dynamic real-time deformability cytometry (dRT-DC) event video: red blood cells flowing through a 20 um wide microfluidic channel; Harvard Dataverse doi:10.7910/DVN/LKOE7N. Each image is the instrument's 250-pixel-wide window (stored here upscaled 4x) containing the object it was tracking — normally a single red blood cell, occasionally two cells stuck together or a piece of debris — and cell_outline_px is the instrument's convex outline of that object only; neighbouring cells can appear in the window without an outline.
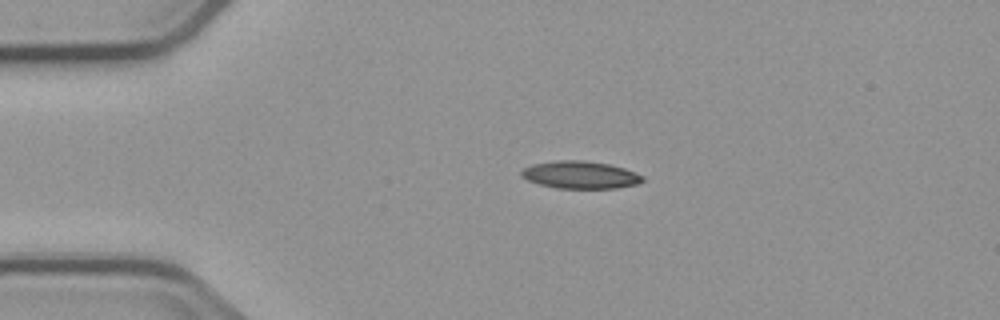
{"species": "common noctule bat (a hibernating species)", "species_latin": "Nyctalus noctula", "temperature_condition": "cold", "stored_images_in_passage": 6, "camera_frame_rate_fps": 3000, "um_per_image_px": 0.085, "animal": {"sex": "male", "body_mass_g": 23.1, "forearm_length_mm": 52.7}, "frame": {"image": 1, "passage_image": 2, "time_ms": 1.333, "image_size_px": [1000, 320], "cell_outline_px": [[644, 180], [636, 184], [616, 188], [556, 188], [540, 184], [528, 180], [520, 176], [520, 172], [524, 168], [532, 164], [556, 160], [584, 160], [608, 164], [624, 168], [644, 176]], "centroid_in_image_um": [49.3, 14.86], "position_along_channel_um": 35.7, "area_um2": 19.36}}
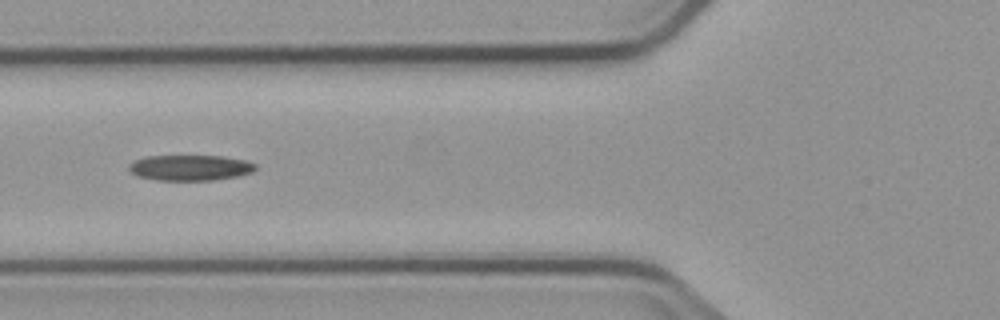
{"frame": {"image": 2, "passage_image": 4, "time_ms": 4.333, "image_size_px": [1000, 320], "cell_outline_px": [[256, 168], [252, 172], [236, 176], [212, 180], [156, 180], [136, 176], [128, 168], [128, 164], [144, 156], [224, 156], [248, 160], [256, 164]], "centroid_in_image_um": [16.16, 14.25], "position_along_channel_um": 109.6, "area_um2": 18.96}}
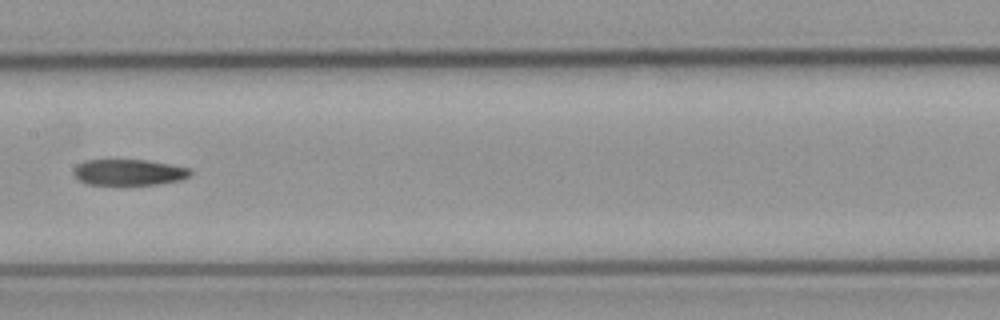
{"frame": {"image": 3, "passage_image": 6, "time_ms": 6.667, "image_size_px": [1000, 320], "cell_outline_px": [[192, 172], [188, 176], [180, 180], [156, 184], [88, 184], [80, 180], [72, 172], [72, 168], [76, 164], [88, 160], [148, 160], [192, 168]], "centroid_in_image_um": [10.95, 14.63], "position_along_channel_um": 196.4, "area_um2": 17.63}}